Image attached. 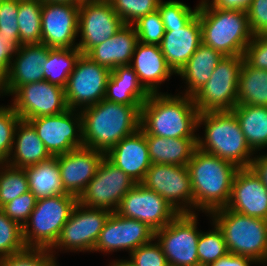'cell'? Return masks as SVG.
<instances>
[{"instance_id": "obj_30", "label": "cell", "mask_w": 267, "mask_h": 266, "mask_svg": "<svg viewBox=\"0 0 267 266\" xmlns=\"http://www.w3.org/2000/svg\"><path fill=\"white\" fill-rule=\"evenodd\" d=\"M146 141L152 164L187 166L197 148V138L146 135Z\"/></svg>"}, {"instance_id": "obj_39", "label": "cell", "mask_w": 267, "mask_h": 266, "mask_svg": "<svg viewBox=\"0 0 267 266\" xmlns=\"http://www.w3.org/2000/svg\"><path fill=\"white\" fill-rule=\"evenodd\" d=\"M199 4L192 10L180 1H161L158 7L165 31H172V28L184 27L196 14Z\"/></svg>"}, {"instance_id": "obj_45", "label": "cell", "mask_w": 267, "mask_h": 266, "mask_svg": "<svg viewBox=\"0 0 267 266\" xmlns=\"http://www.w3.org/2000/svg\"><path fill=\"white\" fill-rule=\"evenodd\" d=\"M153 241L133 250L128 261L134 266H169L160 244Z\"/></svg>"}, {"instance_id": "obj_13", "label": "cell", "mask_w": 267, "mask_h": 266, "mask_svg": "<svg viewBox=\"0 0 267 266\" xmlns=\"http://www.w3.org/2000/svg\"><path fill=\"white\" fill-rule=\"evenodd\" d=\"M27 121L34 127L53 157L84 146L79 110L69 108L57 115L41 116Z\"/></svg>"}, {"instance_id": "obj_6", "label": "cell", "mask_w": 267, "mask_h": 266, "mask_svg": "<svg viewBox=\"0 0 267 266\" xmlns=\"http://www.w3.org/2000/svg\"><path fill=\"white\" fill-rule=\"evenodd\" d=\"M222 231L228 253L267 263V220L240 214L226 207L209 214Z\"/></svg>"}, {"instance_id": "obj_48", "label": "cell", "mask_w": 267, "mask_h": 266, "mask_svg": "<svg viewBox=\"0 0 267 266\" xmlns=\"http://www.w3.org/2000/svg\"><path fill=\"white\" fill-rule=\"evenodd\" d=\"M246 12L252 34H267V0H252Z\"/></svg>"}, {"instance_id": "obj_8", "label": "cell", "mask_w": 267, "mask_h": 266, "mask_svg": "<svg viewBox=\"0 0 267 266\" xmlns=\"http://www.w3.org/2000/svg\"><path fill=\"white\" fill-rule=\"evenodd\" d=\"M243 56H224L212 76L193 96L199 113L232 111L238 103V83Z\"/></svg>"}, {"instance_id": "obj_14", "label": "cell", "mask_w": 267, "mask_h": 266, "mask_svg": "<svg viewBox=\"0 0 267 266\" xmlns=\"http://www.w3.org/2000/svg\"><path fill=\"white\" fill-rule=\"evenodd\" d=\"M178 213H193V191L187 166L152 164L141 182Z\"/></svg>"}, {"instance_id": "obj_55", "label": "cell", "mask_w": 267, "mask_h": 266, "mask_svg": "<svg viewBox=\"0 0 267 266\" xmlns=\"http://www.w3.org/2000/svg\"><path fill=\"white\" fill-rule=\"evenodd\" d=\"M124 266H134V265H132V264L128 261V259H127V260L124 259Z\"/></svg>"}, {"instance_id": "obj_43", "label": "cell", "mask_w": 267, "mask_h": 266, "mask_svg": "<svg viewBox=\"0 0 267 266\" xmlns=\"http://www.w3.org/2000/svg\"><path fill=\"white\" fill-rule=\"evenodd\" d=\"M132 25L138 36V42L144 44L159 45L165 34V28L158 10L140 17Z\"/></svg>"}, {"instance_id": "obj_31", "label": "cell", "mask_w": 267, "mask_h": 266, "mask_svg": "<svg viewBox=\"0 0 267 266\" xmlns=\"http://www.w3.org/2000/svg\"><path fill=\"white\" fill-rule=\"evenodd\" d=\"M231 112L236 116L252 151L257 153L267 148V106L237 104Z\"/></svg>"}, {"instance_id": "obj_7", "label": "cell", "mask_w": 267, "mask_h": 266, "mask_svg": "<svg viewBox=\"0 0 267 266\" xmlns=\"http://www.w3.org/2000/svg\"><path fill=\"white\" fill-rule=\"evenodd\" d=\"M77 203V197L67 193L37 199L35 208L22 227L25 246L50 249Z\"/></svg>"}, {"instance_id": "obj_12", "label": "cell", "mask_w": 267, "mask_h": 266, "mask_svg": "<svg viewBox=\"0 0 267 266\" xmlns=\"http://www.w3.org/2000/svg\"><path fill=\"white\" fill-rule=\"evenodd\" d=\"M110 214L109 210L88 208L77 203L50 250L53 253L56 248L60 251L66 250V252L69 250L93 252L100 232Z\"/></svg>"}, {"instance_id": "obj_46", "label": "cell", "mask_w": 267, "mask_h": 266, "mask_svg": "<svg viewBox=\"0 0 267 266\" xmlns=\"http://www.w3.org/2000/svg\"><path fill=\"white\" fill-rule=\"evenodd\" d=\"M19 0H2L0 2V34L11 37L19 46V25H18Z\"/></svg>"}, {"instance_id": "obj_10", "label": "cell", "mask_w": 267, "mask_h": 266, "mask_svg": "<svg viewBox=\"0 0 267 266\" xmlns=\"http://www.w3.org/2000/svg\"><path fill=\"white\" fill-rule=\"evenodd\" d=\"M110 73V69L82 54L64 88L68 107L82 110L103 100Z\"/></svg>"}, {"instance_id": "obj_22", "label": "cell", "mask_w": 267, "mask_h": 266, "mask_svg": "<svg viewBox=\"0 0 267 266\" xmlns=\"http://www.w3.org/2000/svg\"><path fill=\"white\" fill-rule=\"evenodd\" d=\"M226 208L267 220V188L251 167L236 172Z\"/></svg>"}, {"instance_id": "obj_49", "label": "cell", "mask_w": 267, "mask_h": 266, "mask_svg": "<svg viewBox=\"0 0 267 266\" xmlns=\"http://www.w3.org/2000/svg\"><path fill=\"white\" fill-rule=\"evenodd\" d=\"M20 46L11 39L0 34V79L8 74L11 62Z\"/></svg>"}, {"instance_id": "obj_11", "label": "cell", "mask_w": 267, "mask_h": 266, "mask_svg": "<svg viewBox=\"0 0 267 266\" xmlns=\"http://www.w3.org/2000/svg\"><path fill=\"white\" fill-rule=\"evenodd\" d=\"M136 184L126 173L103 158L97 173L77 198L79 204L88 208L115 212L122 198Z\"/></svg>"}, {"instance_id": "obj_16", "label": "cell", "mask_w": 267, "mask_h": 266, "mask_svg": "<svg viewBox=\"0 0 267 266\" xmlns=\"http://www.w3.org/2000/svg\"><path fill=\"white\" fill-rule=\"evenodd\" d=\"M12 96L15 113L25 121L57 115L69 109L64 88L46 80L24 84Z\"/></svg>"}, {"instance_id": "obj_33", "label": "cell", "mask_w": 267, "mask_h": 266, "mask_svg": "<svg viewBox=\"0 0 267 266\" xmlns=\"http://www.w3.org/2000/svg\"><path fill=\"white\" fill-rule=\"evenodd\" d=\"M237 104L267 106V70L254 68L243 61Z\"/></svg>"}, {"instance_id": "obj_23", "label": "cell", "mask_w": 267, "mask_h": 266, "mask_svg": "<svg viewBox=\"0 0 267 266\" xmlns=\"http://www.w3.org/2000/svg\"><path fill=\"white\" fill-rule=\"evenodd\" d=\"M105 157L136 183L144 180L152 165L146 135L141 128L121 139L105 153Z\"/></svg>"}, {"instance_id": "obj_3", "label": "cell", "mask_w": 267, "mask_h": 266, "mask_svg": "<svg viewBox=\"0 0 267 266\" xmlns=\"http://www.w3.org/2000/svg\"><path fill=\"white\" fill-rule=\"evenodd\" d=\"M187 169L193 191V213L199 209L209 215L228 205L239 169L236 165L196 148Z\"/></svg>"}, {"instance_id": "obj_18", "label": "cell", "mask_w": 267, "mask_h": 266, "mask_svg": "<svg viewBox=\"0 0 267 266\" xmlns=\"http://www.w3.org/2000/svg\"><path fill=\"white\" fill-rule=\"evenodd\" d=\"M41 43L49 48H77L79 5L43 2Z\"/></svg>"}, {"instance_id": "obj_29", "label": "cell", "mask_w": 267, "mask_h": 266, "mask_svg": "<svg viewBox=\"0 0 267 266\" xmlns=\"http://www.w3.org/2000/svg\"><path fill=\"white\" fill-rule=\"evenodd\" d=\"M223 57L220 52L201 43L187 64L177 74L186 81L187 89H185L184 95L192 97L202 88Z\"/></svg>"}, {"instance_id": "obj_54", "label": "cell", "mask_w": 267, "mask_h": 266, "mask_svg": "<svg viewBox=\"0 0 267 266\" xmlns=\"http://www.w3.org/2000/svg\"><path fill=\"white\" fill-rule=\"evenodd\" d=\"M108 266H124V259L114 260Z\"/></svg>"}, {"instance_id": "obj_5", "label": "cell", "mask_w": 267, "mask_h": 266, "mask_svg": "<svg viewBox=\"0 0 267 266\" xmlns=\"http://www.w3.org/2000/svg\"><path fill=\"white\" fill-rule=\"evenodd\" d=\"M202 124L205 134L202 138L197 135L198 149L229 161L238 168L251 166L253 154L256 153L247 144L239 122L231 111L199 113L197 127Z\"/></svg>"}, {"instance_id": "obj_27", "label": "cell", "mask_w": 267, "mask_h": 266, "mask_svg": "<svg viewBox=\"0 0 267 266\" xmlns=\"http://www.w3.org/2000/svg\"><path fill=\"white\" fill-rule=\"evenodd\" d=\"M52 157L34 127L28 121L20 120L16 126L12 151L6 164L24 169Z\"/></svg>"}, {"instance_id": "obj_21", "label": "cell", "mask_w": 267, "mask_h": 266, "mask_svg": "<svg viewBox=\"0 0 267 266\" xmlns=\"http://www.w3.org/2000/svg\"><path fill=\"white\" fill-rule=\"evenodd\" d=\"M49 47L45 44H25L16 51L8 74L1 82L0 96L12 95L20 86L44 80V68Z\"/></svg>"}, {"instance_id": "obj_37", "label": "cell", "mask_w": 267, "mask_h": 266, "mask_svg": "<svg viewBox=\"0 0 267 266\" xmlns=\"http://www.w3.org/2000/svg\"><path fill=\"white\" fill-rule=\"evenodd\" d=\"M213 229L199 236L197 253L199 266H208L228 253L222 231L212 222Z\"/></svg>"}, {"instance_id": "obj_42", "label": "cell", "mask_w": 267, "mask_h": 266, "mask_svg": "<svg viewBox=\"0 0 267 266\" xmlns=\"http://www.w3.org/2000/svg\"><path fill=\"white\" fill-rule=\"evenodd\" d=\"M20 120L12 105H0V164L7 163L13 147L16 126Z\"/></svg>"}, {"instance_id": "obj_1", "label": "cell", "mask_w": 267, "mask_h": 266, "mask_svg": "<svg viewBox=\"0 0 267 266\" xmlns=\"http://www.w3.org/2000/svg\"><path fill=\"white\" fill-rule=\"evenodd\" d=\"M80 114L84 147L104 153L140 128L141 106L103 99L80 110Z\"/></svg>"}, {"instance_id": "obj_51", "label": "cell", "mask_w": 267, "mask_h": 266, "mask_svg": "<svg viewBox=\"0 0 267 266\" xmlns=\"http://www.w3.org/2000/svg\"><path fill=\"white\" fill-rule=\"evenodd\" d=\"M211 6L219 9L247 11L252 0H206Z\"/></svg>"}, {"instance_id": "obj_15", "label": "cell", "mask_w": 267, "mask_h": 266, "mask_svg": "<svg viewBox=\"0 0 267 266\" xmlns=\"http://www.w3.org/2000/svg\"><path fill=\"white\" fill-rule=\"evenodd\" d=\"M124 25L108 0H84L79 5L77 48L87 54L93 47L116 34Z\"/></svg>"}, {"instance_id": "obj_35", "label": "cell", "mask_w": 267, "mask_h": 266, "mask_svg": "<svg viewBox=\"0 0 267 266\" xmlns=\"http://www.w3.org/2000/svg\"><path fill=\"white\" fill-rule=\"evenodd\" d=\"M41 0H19L18 25L22 45L41 43Z\"/></svg>"}, {"instance_id": "obj_40", "label": "cell", "mask_w": 267, "mask_h": 266, "mask_svg": "<svg viewBox=\"0 0 267 266\" xmlns=\"http://www.w3.org/2000/svg\"><path fill=\"white\" fill-rule=\"evenodd\" d=\"M123 20L124 24L132 25L140 17L158 10L162 0H108Z\"/></svg>"}, {"instance_id": "obj_25", "label": "cell", "mask_w": 267, "mask_h": 266, "mask_svg": "<svg viewBox=\"0 0 267 266\" xmlns=\"http://www.w3.org/2000/svg\"><path fill=\"white\" fill-rule=\"evenodd\" d=\"M134 62V63H132ZM130 66L136 72L140 83L151 93H160L159 88L175 74L157 44H136Z\"/></svg>"}, {"instance_id": "obj_32", "label": "cell", "mask_w": 267, "mask_h": 266, "mask_svg": "<svg viewBox=\"0 0 267 266\" xmlns=\"http://www.w3.org/2000/svg\"><path fill=\"white\" fill-rule=\"evenodd\" d=\"M31 191L37 199L66 194L62 186L57 156L24 168Z\"/></svg>"}, {"instance_id": "obj_47", "label": "cell", "mask_w": 267, "mask_h": 266, "mask_svg": "<svg viewBox=\"0 0 267 266\" xmlns=\"http://www.w3.org/2000/svg\"><path fill=\"white\" fill-rule=\"evenodd\" d=\"M243 57L250 66L267 70V34L255 35L246 46Z\"/></svg>"}, {"instance_id": "obj_41", "label": "cell", "mask_w": 267, "mask_h": 266, "mask_svg": "<svg viewBox=\"0 0 267 266\" xmlns=\"http://www.w3.org/2000/svg\"><path fill=\"white\" fill-rule=\"evenodd\" d=\"M22 227L0 209V258L25 248Z\"/></svg>"}, {"instance_id": "obj_20", "label": "cell", "mask_w": 267, "mask_h": 266, "mask_svg": "<svg viewBox=\"0 0 267 266\" xmlns=\"http://www.w3.org/2000/svg\"><path fill=\"white\" fill-rule=\"evenodd\" d=\"M104 157V152L84 146L58 155L64 191L78 198L97 173Z\"/></svg>"}, {"instance_id": "obj_52", "label": "cell", "mask_w": 267, "mask_h": 266, "mask_svg": "<svg viewBox=\"0 0 267 266\" xmlns=\"http://www.w3.org/2000/svg\"><path fill=\"white\" fill-rule=\"evenodd\" d=\"M267 188V154L255 155L250 166Z\"/></svg>"}, {"instance_id": "obj_28", "label": "cell", "mask_w": 267, "mask_h": 266, "mask_svg": "<svg viewBox=\"0 0 267 266\" xmlns=\"http://www.w3.org/2000/svg\"><path fill=\"white\" fill-rule=\"evenodd\" d=\"M149 95L130 65L118 66L111 70L105 100L128 106H142Z\"/></svg>"}, {"instance_id": "obj_26", "label": "cell", "mask_w": 267, "mask_h": 266, "mask_svg": "<svg viewBox=\"0 0 267 266\" xmlns=\"http://www.w3.org/2000/svg\"><path fill=\"white\" fill-rule=\"evenodd\" d=\"M138 43L133 25L124 24L111 38L93 47L86 55L98 64L113 70L130 65Z\"/></svg>"}, {"instance_id": "obj_2", "label": "cell", "mask_w": 267, "mask_h": 266, "mask_svg": "<svg viewBox=\"0 0 267 266\" xmlns=\"http://www.w3.org/2000/svg\"><path fill=\"white\" fill-rule=\"evenodd\" d=\"M198 115L191 96L151 93L141 106L140 128L145 135L197 138Z\"/></svg>"}, {"instance_id": "obj_4", "label": "cell", "mask_w": 267, "mask_h": 266, "mask_svg": "<svg viewBox=\"0 0 267 266\" xmlns=\"http://www.w3.org/2000/svg\"><path fill=\"white\" fill-rule=\"evenodd\" d=\"M201 25L202 43L223 56H243L254 37L247 12L219 9L201 0L197 11Z\"/></svg>"}, {"instance_id": "obj_50", "label": "cell", "mask_w": 267, "mask_h": 266, "mask_svg": "<svg viewBox=\"0 0 267 266\" xmlns=\"http://www.w3.org/2000/svg\"><path fill=\"white\" fill-rule=\"evenodd\" d=\"M253 263L257 264L249 257L227 253L225 256L210 263L208 266H251Z\"/></svg>"}, {"instance_id": "obj_9", "label": "cell", "mask_w": 267, "mask_h": 266, "mask_svg": "<svg viewBox=\"0 0 267 266\" xmlns=\"http://www.w3.org/2000/svg\"><path fill=\"white\" fill-rule=\"evenodd\" d=\"M196 213H179L162 229L155 231L169 266H199L197 245L201 230ZM157 239V240H156Z\"/></svg>"}, {"instance_id": "obj_34", "label": "cell", "mask_w": 267, "mask_h": 266, "mask_svg": "<svg viewBox=\"0 0 267 266\" xmlns=\"http://www.w3.org/2000/svg\"><path fill=\"white\" fill-rule=\"evenodd\" d=\"M81 55L78 48H50L43 66L44 80L65 88L68 77Z\"/></svg>"}, {"instance_id": "obj_53", "label": "cell", "mask_w": 267, "mask_h": 266, "mask_svg": "<svg viewBox=\"0 0 267 266\" xmlns=\"http://www.w3.org/2000/svg\"><path fill=\"white\" fill-rule=\"evenodd\" d=\"M43 2H66L80 5L84 0H41Z\"/></svg>"}, {"instance_id": "obj_24", "label": "cell", "mask_w": 267, "mask_h": 266, "mask_svg": "<svg viewBox=\"0 0 267 266\" xmlns=\"http://www.w3.org/2000/svg\"><path fill=\"white\" fill-rule=\"evenodd\" d=\"M202 43L201 25L196 14L184 27L165 31L159 44L168 66L178 74Z\"/></svg>"}, {"instance_id": "obj_17", "label": "cell", "mask_w": 267, "mask_h": 266, "mask_svg": "<svg viewBox=\"0 0 267 266\" xmlns=\"http://www.w3.org/2000/svg\"><path fill=\"white\" fill-rule=\"evenodd\" d=\"M115 212L141 221L154 231L162 229L179 214L164 198L141 183L130 189Z\"/></svg>"}, {"instance_id": "obj_36", "label": "cell", "mask_w": 267, "mask_h": 266, "mask_svg": "<svg viewBox=\"0 0 267 266\" xmlns=\"http://www.w3.org/2000/svg\"><path fill=\"white\" fill-rule=\"evenodd\" d=\"M28 191L29 183L24 169L0 164V208Z\"/></svg>"}, {"instance_id": "obj_38", "label": "cell", "mask_w": 267, "mask_h": 266, "mask_svg": "<svg viewBox=\"0 0 267 266\" xmlns=\"http://www.w3.org/2000/svg\"><path fill=\"white\" fill-rule=\"evenodd\" d=\"M55 254L47 248L25 247L0 258V266H59Z\"/></svg>"}, {"instance_id": "obj_44", "label": "cell", "mask_w": 267, "mask_h": 266, "mask_svg": "<svg viewBox=\"0 0 267 266\" xmlns=\"http://www.w3.org/2000/svg\"><path fill=\"white\" fill-rule=\"evenodd\" d=\"M37 197L28 191L16 199L4 204L0 209L21 227L27 222L36 206Z\"/></svg>"}, {"instance_id": "obj_19", "label": "cell", "mask_w": 267, "mask_h": 266, "mask_svg": "<svg viewBox=\"0 0 267 266\" xmlns=\"http://www.w3.org/2000/svg\"><path fill=\"white\" fill-rule=\"evenodd\" d=\"M155 231L147 224L111 212L100 232L94 251L110 253L128 250L131 253L141 245L154 240Z\"/></svg>"}]
</instances>
